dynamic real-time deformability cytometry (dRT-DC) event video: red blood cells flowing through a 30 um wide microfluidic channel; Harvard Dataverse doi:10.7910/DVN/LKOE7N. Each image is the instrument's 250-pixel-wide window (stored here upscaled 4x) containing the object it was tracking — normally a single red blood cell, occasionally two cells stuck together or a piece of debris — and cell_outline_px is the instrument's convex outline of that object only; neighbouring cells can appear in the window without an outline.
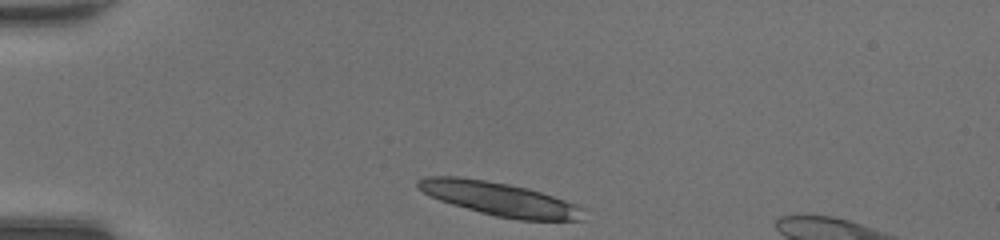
{"species": "common noctule bat (a hibernating species)", "species_latin": "Nyctalus noctula", "temperature_condition": "room temperature", "stored_images_in_passage": 37, "camera_frame_rate_fps": 3000, "um_per_image_px": 0.085, "animal": {"sex": "female", "body_mass_g": 20.0, "forearm_length_mm": 54.0}, "frame": {"image": 1, "passage_image": 1, "time_ms": 0.0, "image_size_px": [1000, 240], "cell_outline_px": [[584, 220], [520, 220], [496, 216], [480, 212], [452, 204], [428, 196], [416, 184], [416, 180], [428, 176], [456, 176], [484, 180], [508, 184], [528, 188], [576, 204], [584, 208]], "centroid_in_image_um": [42.47, 16.91], "position_along_channel_um": 42.5, "area_um2": 32.14}, "authors_computed_cell_mechanics": {"area_um2": 17.1666, "velocity_mm_per_s": 4.3486, "shape_relaxation_time_tau1_ms": null, "shape_relaxation_time_tau2_ms": 4.7934, "deformation_change_tau1": null, "deformation_change_tau2": 0.1201}}